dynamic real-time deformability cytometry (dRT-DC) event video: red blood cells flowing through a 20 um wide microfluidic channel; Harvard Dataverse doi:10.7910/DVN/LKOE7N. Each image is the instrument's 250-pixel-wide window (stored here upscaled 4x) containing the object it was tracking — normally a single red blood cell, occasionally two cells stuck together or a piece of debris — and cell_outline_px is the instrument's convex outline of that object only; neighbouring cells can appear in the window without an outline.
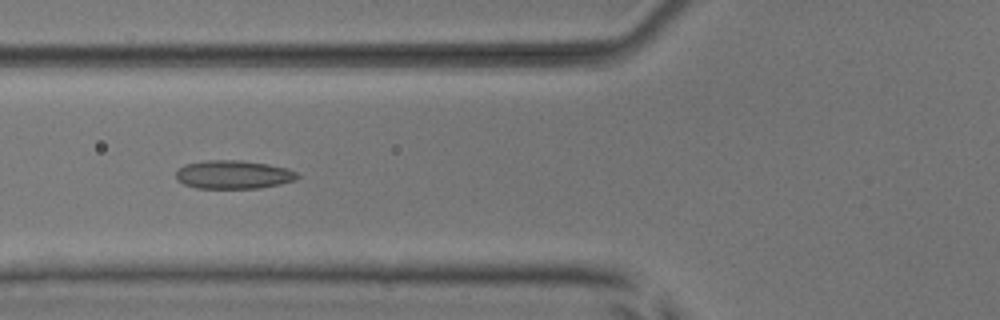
{"species": "common noctule bat (a hibernating species)", "species_latin": "Nyctalus noctula", "temperature_condition": "room temperature", "stored_images_in_passage": 8, "camera_frame_rate_fps": 3000, "um_per_image_px": 0.085, "animal": {"sex": "male", "body_mass_g": 17.9, "forearm_length_mm": 54.2}, "frame": {"image": 1, "passage_image": 6, "time_ms": 5.667, "image_size_px": [1000, 320], "cell_outline_px": [[300, 176], [296, 180], [280, 184], [260, 188], [196, 188], [184, 184], [176, 180], [176, 172], [184, 164], [204, 160], [240, 160], [268, 164], [288, 168], [296, 172]], "centroid_in_image_um": [19.84, 14.84], "position_along_channel_um": 106.0, "area_um2": 20.29}}
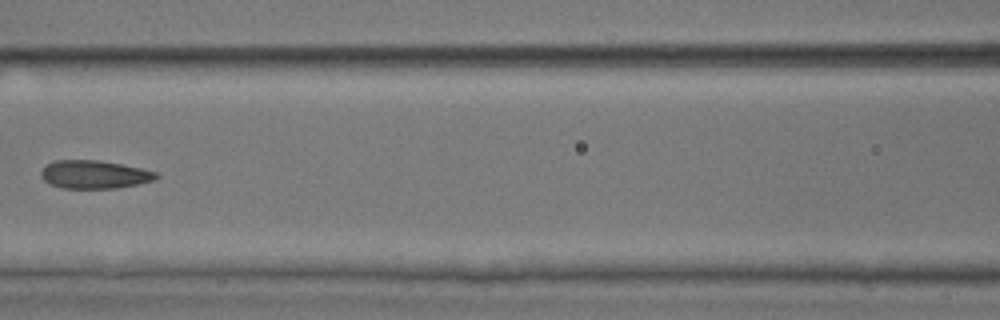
{"frame": {"image": 2, "passage_image": 7, "time_ms": 7.0, "image_size_px": [1000, 320], "cell_outline_px": [[160, 176], [152, 180], [136, 184], [116, 188], [60, 188], [48, 184], [40, 176], [40, 172], [48, 164], [56, 160], [100, 160], [140, 168], [156, 172]], "centroid_in_image_um": [7.97, 14.83], "position_along_channel_um": 158.6, "area_um2": 18.79}}